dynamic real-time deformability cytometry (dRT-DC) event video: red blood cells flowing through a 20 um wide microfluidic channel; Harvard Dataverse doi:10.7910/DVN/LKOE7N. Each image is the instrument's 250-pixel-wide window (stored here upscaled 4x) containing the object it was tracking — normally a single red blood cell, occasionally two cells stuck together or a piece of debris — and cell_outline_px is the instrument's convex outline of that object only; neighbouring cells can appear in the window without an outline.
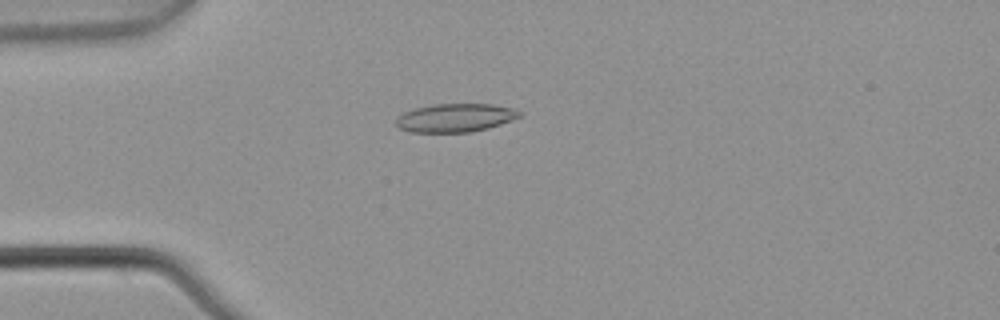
{"species": "common noctule bat (a hibernating species)", "species_latin": "Nyctalus noctula", "temperature_condition": "warm", "stored_images_in_passage": 2, "camera_frame_rate_fps": 3000, "um_per_image_px": 0.085, "animal": {"sex": "male", "body_mass_g": 21.5, "forearm_length_mm": 52.0}, "frame": {"image": 1, "passage_image": 2, "time_ms": 0.333, "image_size_px": [1000, 320], "cell_outline_px": [[520, 116], [512, 120], [488, 128], [472, 132], [408, 132], [396, 128], [396, 116], [404, 112], [416, 108], [432, 104], [492, 104], [512, 108], [520, 112]], "centroid_in_image_um": [38.64, 10.02], "position_along_channel_um": 46.4, "area_um2": 20.52}}